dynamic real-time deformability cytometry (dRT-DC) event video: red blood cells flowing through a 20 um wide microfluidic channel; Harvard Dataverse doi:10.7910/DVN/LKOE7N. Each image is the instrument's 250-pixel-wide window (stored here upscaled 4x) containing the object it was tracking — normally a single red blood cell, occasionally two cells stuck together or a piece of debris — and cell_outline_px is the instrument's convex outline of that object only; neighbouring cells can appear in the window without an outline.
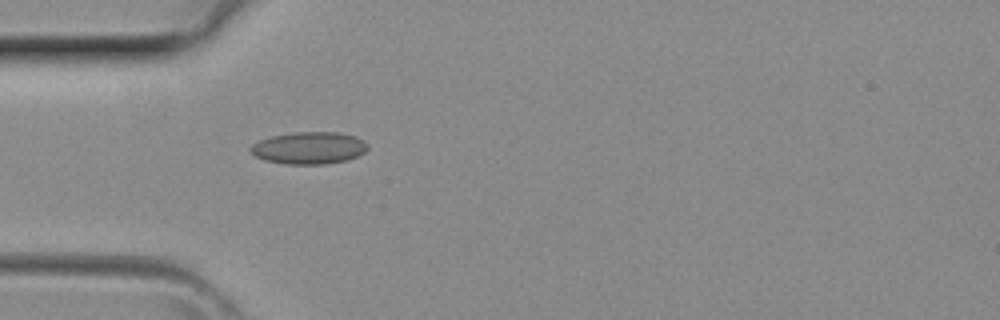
{"species": "common noctule bat (a hibernating species)", "species_latin": "Nyctalus noctula", "temperature_condition": "room temperature", "stored_images_in_passage": 4, "camera_frame_rate_fps": 3000, "um_per_image_px": 0.085, "animal": {"sex": "female", "body_mass_g": 29.2, "forearm_length_mm": 56.3}, "frame": {"image": 1, "passage_image": 4, "time_ms": 1.0, "image_size_px": [1000, 320], "cell_outline_px": [[368, 148], [364, 152], [356, 156], [344, 160], [324, 164], [284, 164], [264, 160], [248, 152], [248, 148], [252, 144], [260, 140], [272, 136], [296, 132], [340, 132], [356, 136], [364, 140], [368, 144]], "centroid_in_image_um": [26.24, 12.57], "position_along_channel_um": 58.8, "area_um2": 22.02}}